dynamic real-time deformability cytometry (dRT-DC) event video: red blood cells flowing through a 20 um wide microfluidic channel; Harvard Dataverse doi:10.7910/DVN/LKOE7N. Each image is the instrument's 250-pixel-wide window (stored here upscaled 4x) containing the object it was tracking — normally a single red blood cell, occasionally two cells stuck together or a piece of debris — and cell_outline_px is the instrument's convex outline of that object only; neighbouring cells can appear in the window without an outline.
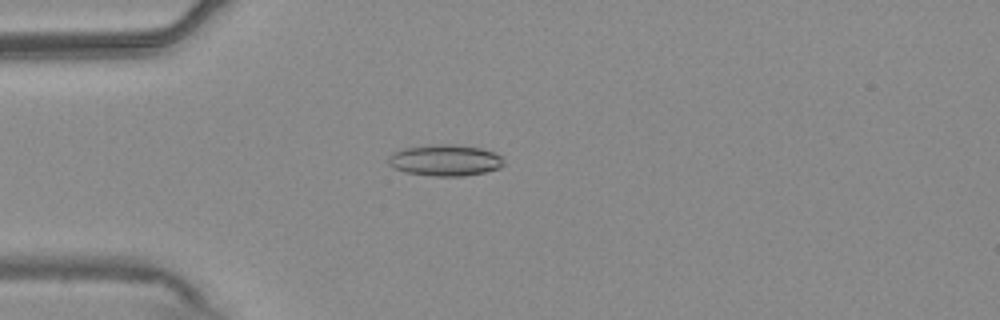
{"species": "common noctule bat (a hibernating species)", "species_latin": "Nyctalus noctula", "temperature_condition": "warm", "stored_images_in_passage": 57, "camera_frame_rate_fps": 3000, "um_per_image_px": 0.085, "animal": {"sex": "male", "body_mass_g": 20.4}, "frame": {"image": 1, "passage_image": 15, "time_ms": 4.667, "image_size_px": [1000, 320], "cell_outline_px": [[504, 164], [500, 168], [484, 172], [464, 176], [436, 176], [408, 172], [396, 168], [388, 164], [388, 156], [392, 152], [404, 148], [432, 144], [452, 144], [480, 148], [492, 152], [500, 156], [504, 160]], "centroid_in_image_um": [37.83, 13.61], "position_along_channel_um": 47.2, "area_um2": 20.92}}
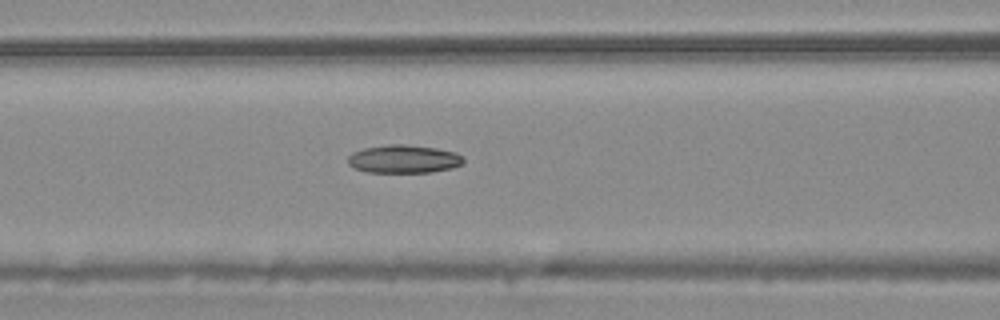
{"frame": {"image": 2, "passage_image": 23, "time_ms": 7.333, "image_size_px": [1000, 320], "cell_outline_px": [[464, 160], [460, 164], [452, 168], [432, 172], [368, 172], [352, 168], [348, 164], [348, 156], [352, 152], [364, 148], [388, 144], [404, 144], [436, 148], [456, 152], [464, 156]], "centroid_in_image_um": [34.3, 13.51], "position_along_channel_um": 132.3, "area_um2": 19.07}}
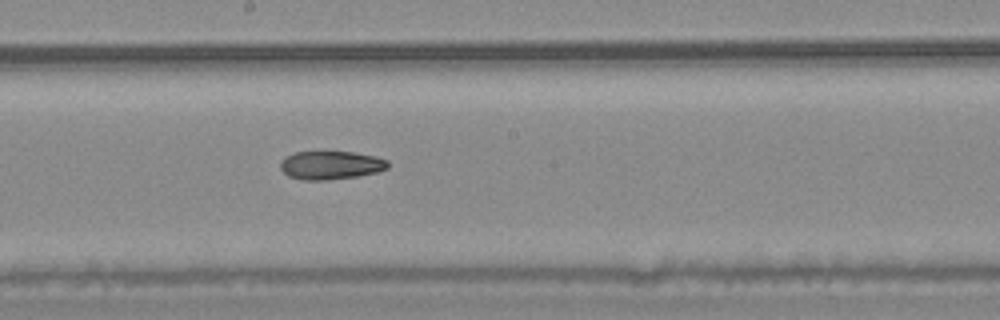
{"frame": {"image": 3, "passage_image": 30, "time_ms": 9.667, "image_size_px": [1000, 320], "cell_outline_px": [[388, 168], [376, 172], [356, 176], [328, 180], [304, 180], [288, 176], [280, 168], [280, 160], [284, 156], [296, 152], [352, 152], [376, 156], [388, 160]], "centroid_in_image_um": [28.09, 14.04], "position_along_channel_um": 220.1, "area_um2": 17.8}}